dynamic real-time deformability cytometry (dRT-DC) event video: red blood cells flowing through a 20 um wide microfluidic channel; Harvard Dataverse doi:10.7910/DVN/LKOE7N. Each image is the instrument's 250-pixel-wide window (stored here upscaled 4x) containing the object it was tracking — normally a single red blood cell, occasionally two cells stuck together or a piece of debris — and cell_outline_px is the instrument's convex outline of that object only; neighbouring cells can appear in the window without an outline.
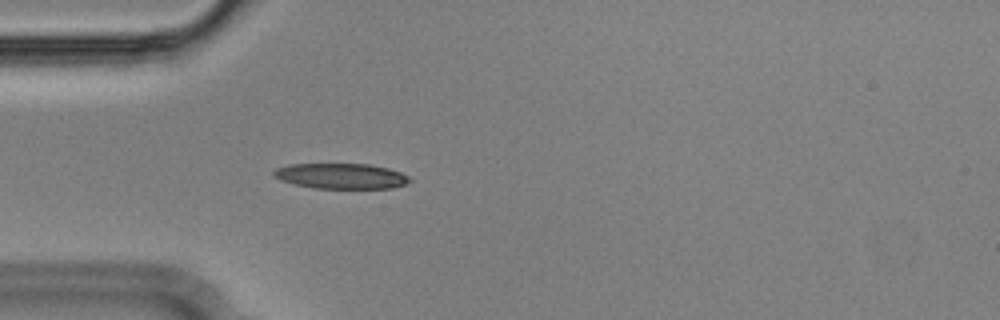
{"species": "Egyptian fruit bat (a non-hibernating species)", "species_latin": "Rousettus aegyptiacus", "temperature_condition": "cold", "stored_images_in_passage": 25, "camera_frame_rate_fps": 3000, "um_per_image_px": 0.085, "animal": {"sex": "male"}, "frame": {"image": 1, "passage_image": 4, "time_ms": 1.0, "image_size_px": [1000, 320], "cell_outline_px": [[412, 180], [404, 184], [392, 188], [316, 188], [296, 184], [280, 180], [272, 176], [272, 172], [276, 168], [288, 164], [368, 164], [388, 168], [400, 172], [408, 176]], "centroid_in_image_um": [28.96, 14.96], "position_along_channel_um": 56.0, "area_um2": 20.06}}
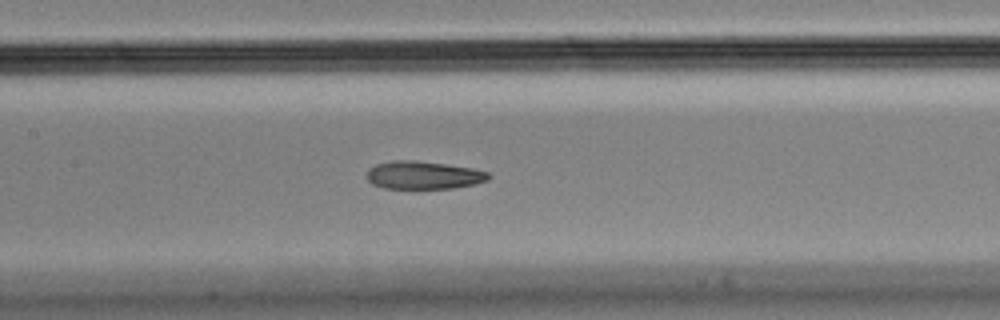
{"frame": {"image": 2, "passage_image": 14, "time_ms": 4.333, "image_size_px": [1000, 320], "cell_outline_px": [[492, 176], [488, 180], [472, 184], [452, 188], [384, 188], [372, 184], [364, 176], [368, 168], [376, 164], [392, 160], [416, 160], [472, 168], [488, 172]], "centroid_in_image_um": [35.94, 14.88], "position_along_channel_um": 171.5, "area_um2": 19.88}}
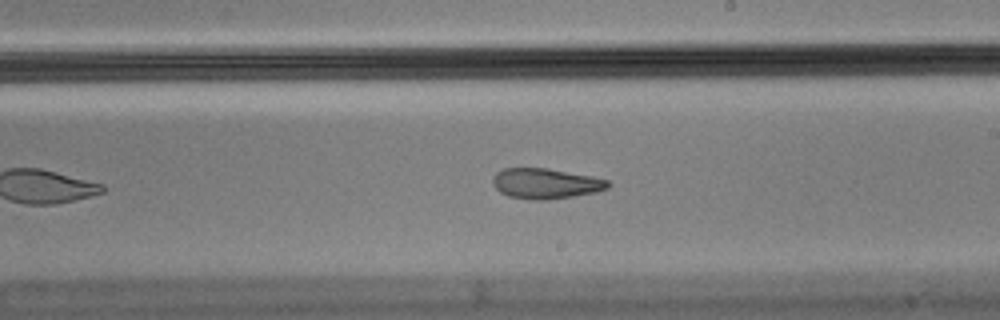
{"frame": {"image": 3, "passage_image": 20, "time_ms": 6.333, "image_size_px": [1000, 320], "cell_outline_px": [[612, 184], [608, 188], [596, 192], [572, 196], [544, 200], [532, 200], [508, 196], [500, 192], [492, 184], [492, 176], [496, 172], [504, 168], [548, 168], [592, 176], [608, 180]], "centroid_in_image_um": [46.37, 15.59], "position_along_channel_um": 242.6, "area_um2": 20.52}}